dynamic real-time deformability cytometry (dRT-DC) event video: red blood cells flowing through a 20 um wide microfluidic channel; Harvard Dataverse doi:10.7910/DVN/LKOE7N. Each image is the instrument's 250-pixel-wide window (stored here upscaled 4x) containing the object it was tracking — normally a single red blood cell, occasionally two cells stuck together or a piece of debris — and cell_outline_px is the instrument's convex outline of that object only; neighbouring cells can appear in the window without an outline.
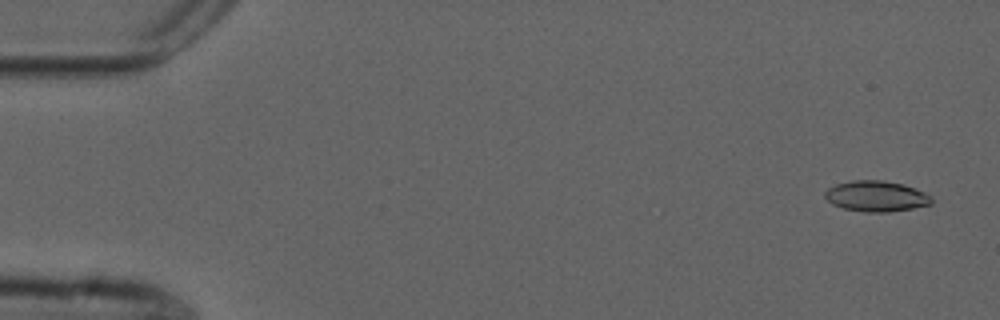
{"species": "common noctule bat (a hibernating species)", "species_latin": "Nyctalus noctula", "temperature_condition": "cold", "stored_images_in_passage": 55, "camera_frame_rate_fps": 3000, "um_per_image_px": 0.085, "animal": {"sex": "male", "forearm_length_mm": 52.5}, "frame": {"image": 1, "passage_image": 3, "time_ms": 0.667, "image_size_px": [1000, 320], "cell_outline_px": [[932, 204], [912, 208], [888, 212], [864, 212], [844, 208], [832, 204], [824, 196], [824, 192], [828, 188], [836, 184], [852, 180], [884, 180], [904, 184], [924, 192], [932, 196]], "centroid_in_image_um": [74.48, 16.67], "position_along_channel_um": 10.5, "area_um2": 19.13}}
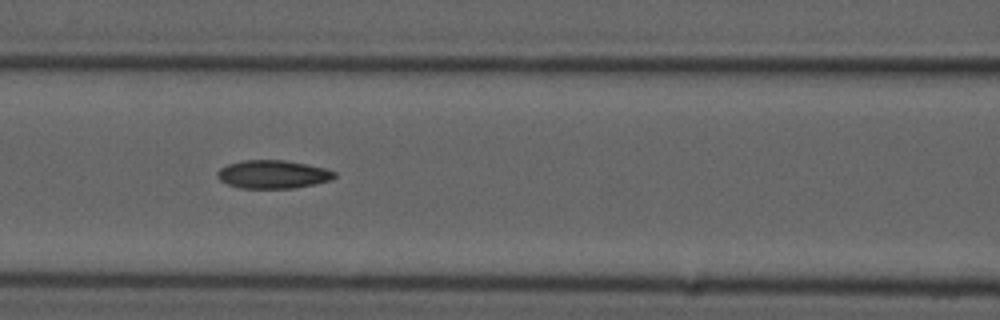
{"frame": {"image": 2, "passage_image": 24, "time_ms": 7.667, "image_size_px": [1000, 320], "cell_outline_px": [[336, 176], [332, 180], [292, 188], [240, 188], [228, 184], [220, 180], [216, 176], [216, 172], [220, 168], [228, 164], [244, 160], [284, 160], [324, 168], [336, 172]], "centroid_in_image_um": [23.17, 14.82], "position_along_channel_um": 143.4, "area_um2": 19.13}}
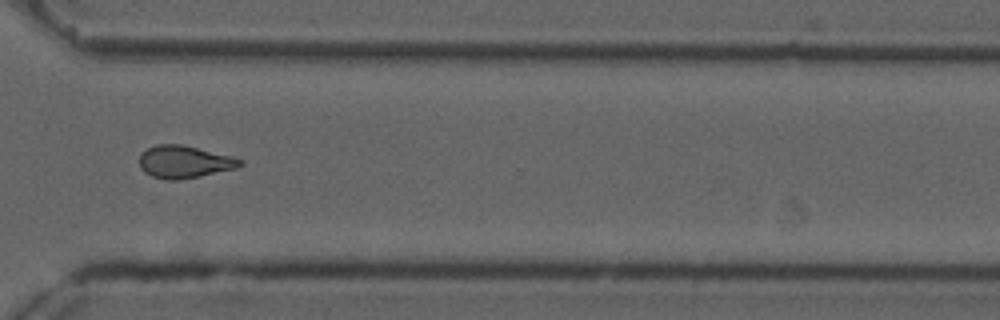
{"frame": {"image": 3, "passage_image": 41, "time_ms": 13.333, "image_size_px": [1000, 320], "cell_outline_px": [[244, 164], [236, 168], [200, 176], [180, 180], [168, 180], [152, 176], [144, 172], [140, 168], [140, 152], [156, 144], [180, 144], [232, 156], [244, 160]], "centroid_in_image_um": [15.66, 13.76], "position_along_channel_um": 354.9, "area_um2": 19.07}, "authors_computed_cell_mechanics": {"area_um2": 18.8428, "velocity_mm_per_s": 3.7397, "shape_relaxation_time_tau1_ms": null, "shape_relaxation_time_tau2_ms": 5.1988, "deformation_change_tau1": null, "deformation_change_tau2": 0.133}}